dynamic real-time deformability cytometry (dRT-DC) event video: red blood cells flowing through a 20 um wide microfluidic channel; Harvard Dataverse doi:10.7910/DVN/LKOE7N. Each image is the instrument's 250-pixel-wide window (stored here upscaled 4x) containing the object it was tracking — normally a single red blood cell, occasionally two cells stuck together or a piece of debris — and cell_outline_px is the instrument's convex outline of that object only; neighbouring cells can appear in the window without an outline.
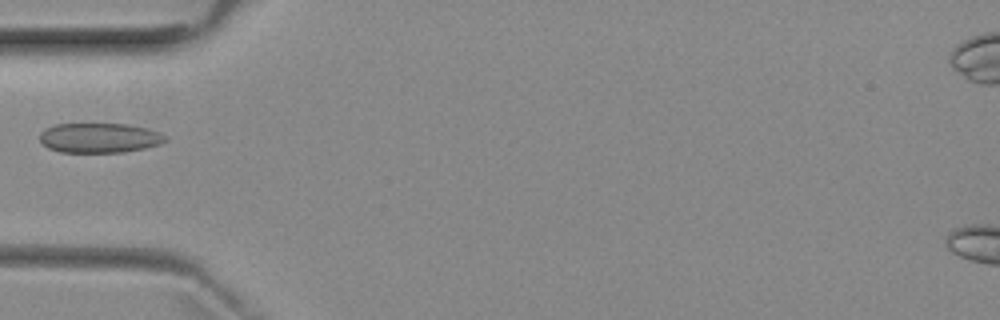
{"species": "common noctule bat (a hibernating species)", "species_latin": "Nyctalus noctula", "temperature_condition": "room temperature", "stored_images_in_passage": 5, "camera_frame_rate_fps": 3000, "um_per_image_px": 0.085, "animal": {"sex": "female", "body_mass_g": 29.2, "forearm_length_mm": 56.3}, "frame": {"image": 1, "passage_image": 5, "time_ms": 4.667, "image_size_px": [1000, 320], "cell_outline_px": [[168, 140], [160, 144], [144, 148], [124, 152], [60, 152], [48, 148], [40, 140], [40, 132], [44, 128], [56, 124], [128, 124], [148, 128], [160, 132], [168, 136]], "centroid_in_image_um": [8.48, 11.71], "position_along_channel_um": 76.5, "area_um2": 21.96}}